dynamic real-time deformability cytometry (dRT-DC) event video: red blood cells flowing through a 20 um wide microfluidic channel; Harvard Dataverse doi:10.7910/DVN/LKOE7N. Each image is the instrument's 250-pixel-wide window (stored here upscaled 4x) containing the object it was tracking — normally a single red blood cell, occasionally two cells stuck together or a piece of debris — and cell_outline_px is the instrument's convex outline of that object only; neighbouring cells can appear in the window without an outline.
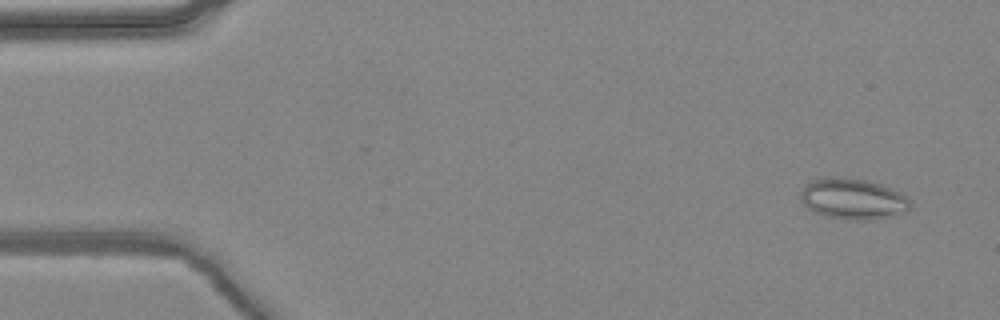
{"species": "common noctule bat (a hibernating species)", "species_latin": "Nyctalus noctula", "temperature_condition": "warm", "stored_images_in_passage": 2, "camera_frame_rate_fps": 3000, "um_per_image_px": 0.085, "animal": {"sex": "female", "body_mass_g": 24.6, "forearm_length_mm": 56.2}, "frame": {"image": 1, "passage_image": 2, "time_ms": 0.333, "image_size_px": [1000, 320], "cell_outline_px": [[912, 208], [908, 212], [868, 220], [856, 220], [824, 216], [808, 208], [804, 204], [800, 196], [800, 192], [804, 184], [812, 180], [828, 176], [836, 176], [868, 180], [892, 188], [908, 196], [912, 200]], "centroid_in_image_um": [72.54, 16.89], "position_along_channel_um": 12.5, "area_um2": 26.53}}